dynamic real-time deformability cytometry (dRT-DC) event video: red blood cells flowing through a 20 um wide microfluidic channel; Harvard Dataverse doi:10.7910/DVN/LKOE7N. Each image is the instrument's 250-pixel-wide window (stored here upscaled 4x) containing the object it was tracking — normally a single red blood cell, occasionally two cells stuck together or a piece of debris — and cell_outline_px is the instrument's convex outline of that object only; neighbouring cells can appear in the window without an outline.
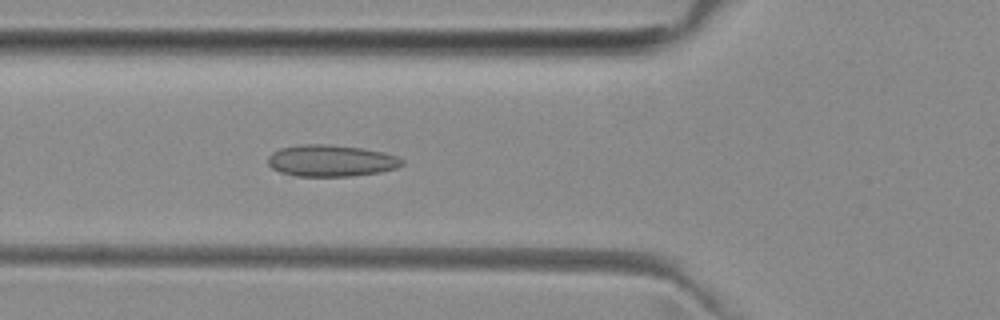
{"species": "common noctule bat (a hibernating species)", "species_latin": "Nyctalus noctula", "temperature_condition": "room temperature", "stored_images_in_passage": 40, "camera_frame_rate_fps": 3000, "um_per_image_px": 0.085, "animal": {"sex": "female", "body_mass_g": 29.2, "forearm_length_mm": 56.3}, "frame": {"image": 1, "passage_image": 17, "time_ms": 5.333, "image_size_px": [1000, 320], "cell_outline_px": [[404, 164], [396, 168], [380, 172], [352, 176], [296, 176], [280, 172], [272, 168], [268, 164], [268, 156], [272, 152], [280, 148], [296, 144], [328, 144], [364, 148], [384, 152], [396, 156], [404, 160]], "centroid_in_image_um": [28.13, 13.65], "position_along_channel_um": 97.7, "area_um2": 24.97}}
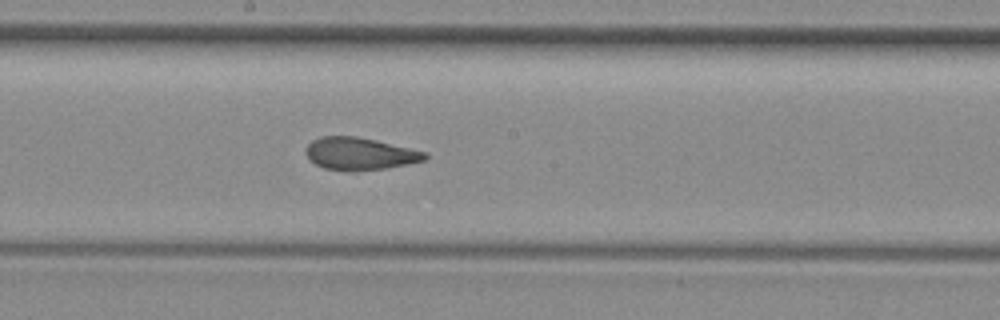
{"frame": {"image": 2, "passage_image": 26, "time_ms": 8.333, "image_size_px": [1000, 320], "cell_outline_px": [[428, 156], [424, 160], [388, 168], [356, 172], [352, 172], [324, 168], [308, 160], [304, 152], [308, 144], [312, 140], [320, 136], [356, 136], [376, 140], [428, 152]], "centroid_in_image_um": [30.55, 13.07], "position_along_channel_um": 217.6, "area_um2": 22.83}}
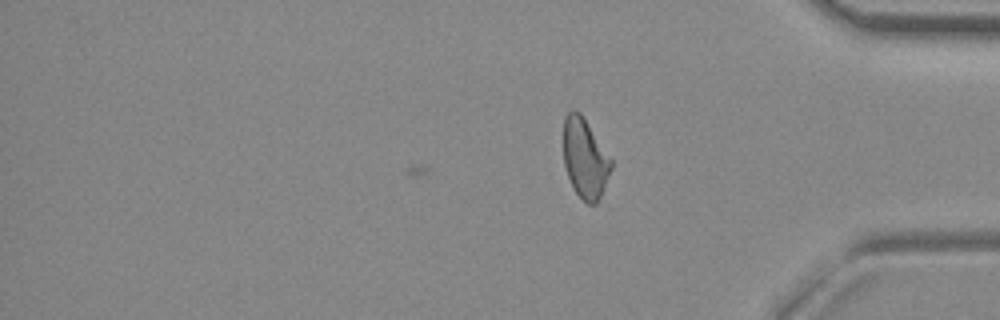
{"frame": {"image": 3, "passage_image": 40, "time_ms": 13.0, "image_size_px": [1000, 320], "cell_outline_px": [[612, 168], [604, 188], [596, 204], [588, 204], [576, 192], [568, 176], [564, 164], [564, 116], [572, 108], [580, 112], [612, 160]], "centroid_in_image_um": [49.72, 13.44], "position_along_channel_um": 385.5, "area_um2": 21.85}, "authors_computed_cell_mechanics": {"area_um2": 23.1778, "velocity_mm_per_s": 3.9892, "shape_relaxation_time_tau1_ms": null, "shape_relaxation_time_tau2_ms": 1.531, "deformation_change_tau1": null, "deformation_change_tau2": 0.1002}}